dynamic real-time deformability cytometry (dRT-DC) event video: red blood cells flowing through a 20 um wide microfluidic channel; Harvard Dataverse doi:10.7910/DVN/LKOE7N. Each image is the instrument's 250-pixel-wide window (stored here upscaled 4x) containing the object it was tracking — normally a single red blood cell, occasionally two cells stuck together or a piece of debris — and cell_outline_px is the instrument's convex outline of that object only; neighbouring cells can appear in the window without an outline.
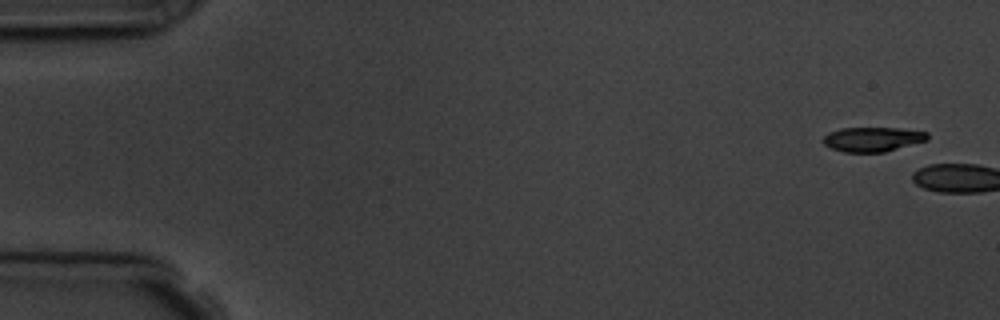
{"species": "common noctule bat (a hibernating species)", "species_latin": "Nyctalus noctula", "temperature_condition": "room temperature", "stored_images_in_passage": 2, "camera_frame_rate_fps": 3000, "um_per_image_px": 0.085, "animal": {"sex": "male", "body_mass_g": 19.5, "forearm_length_mm": 54.6}, "frame": {"image": 1, "passage_image": 1, "time_ms": 0.0, "image_size_px": [1000, 320], "cell_outline_px": [[928, 140], [884, 152], [844, 152], [832, 148], [824, 144], [824, 136], [828, 132], [840, 128], [896, 128], [928, 132]], "centroid_in_image_um": [74.17, 11.83], "position_along_channel_um": 10.8, "area_um2": 14.8}}